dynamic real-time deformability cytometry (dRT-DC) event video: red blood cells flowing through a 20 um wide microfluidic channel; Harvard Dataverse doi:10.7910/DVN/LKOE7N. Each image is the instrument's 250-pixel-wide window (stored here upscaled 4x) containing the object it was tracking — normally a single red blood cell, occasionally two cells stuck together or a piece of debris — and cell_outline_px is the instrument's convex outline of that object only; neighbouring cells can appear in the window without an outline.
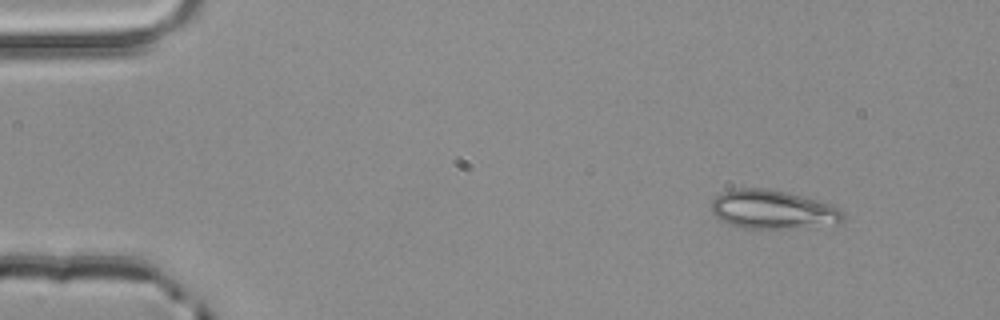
{"species": "common noctule bat (a hibernating species)", "species_latin": "Nyctalus noctula", "temperature_condition": "room temperature", "stored_images_in_passage": 3, "camera_frame_rate_fps": 3000, "um_per_image_px": 0.085, "animal": {"sex": "male", "body_mass_g": 20.4}, "frame": {"image": 1, "passage_image": 1, "time_ms": 0.0, "image_size_px": [1000, 320], "cell_outline_px": [[844, 220], [836, 224], [780, 228], [744, 228], [728, 224], [720, 220], [712, 212], [712, 200], [716, 196], [732, 188], [764, 188], [788, 192], [832, 204], [840, 208], [844, 212]], "centroid_in_image_um": [65.69, 17.8], "position_along_channel_um": 19.3, "area_um2": 29.77}}